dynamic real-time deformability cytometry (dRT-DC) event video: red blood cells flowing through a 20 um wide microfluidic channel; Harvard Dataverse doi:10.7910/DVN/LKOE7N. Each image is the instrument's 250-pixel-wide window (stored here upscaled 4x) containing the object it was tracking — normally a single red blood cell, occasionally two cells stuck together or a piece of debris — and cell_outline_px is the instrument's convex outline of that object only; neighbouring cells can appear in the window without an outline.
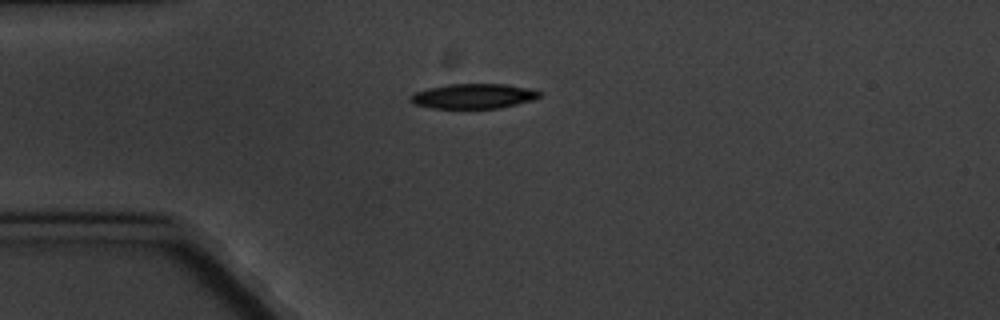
{"species": "common noctule bat (a hibernating species)", "species_latin": "Nyctalus noctula", "temperature_condition": "cold", "stored_images_in_passage": 4, "camera_frame_rate_fps": 3000, "um_per_image_px": 0.085, "animal": {"sex": "male", "body_mass_g": 20.1, "forearm_length_mm": 53.5}, "frame": {"image": 1, "passage_image": 1, "time_ms": 0.0, "image_size_px": [1000, 320], "cell_outline_px": [[544, 92], [540, 96], [532, 100], [500, 108], [432, 108], [412, 104], [408, 100], [408, 96], [416, 92], [428, 88], [448, 84], [508, 84], [528, 88]], "centroid_in_image_um": [40.22, 8.17], "position_along_channel_um": 44.8, "area_um2": 18.84}}